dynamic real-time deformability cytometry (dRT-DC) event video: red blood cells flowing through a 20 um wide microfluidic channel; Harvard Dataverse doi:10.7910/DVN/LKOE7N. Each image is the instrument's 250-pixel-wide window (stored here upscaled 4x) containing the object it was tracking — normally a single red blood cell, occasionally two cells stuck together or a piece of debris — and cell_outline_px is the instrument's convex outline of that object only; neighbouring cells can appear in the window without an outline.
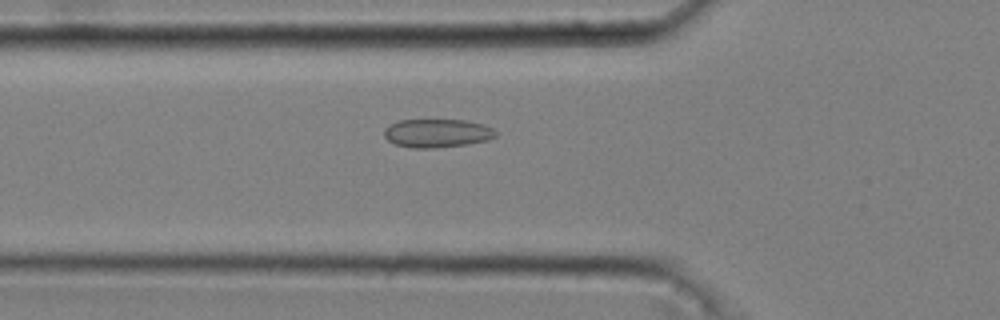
{"species": "common noctule bat (a hibernating species)", "species_latin": "Nyctalus noctula", "temperature_condition": "cold", "stored_images_in_passage": 48, "camera_frame_rate_fps": 3000, "um_per_image_px": 0.085, "animal": {"sex": "male", "body_mass_g": 20.4}, "frame": {"image": 1, "passage_image": 19, "time_ms": 6.0, "image_size_px": [1000, 320], "cell_outline_px": [[496, 136], [488, 140], [468, 144], [432, 148], [412, 148], [396, 144], [388, 140], [384, 136], [384, 128], [400, 120], [464, 120], [484, 124], [492, 128], [496, 132]], "centroid_in_image_um": [37.17, 11.32], "position_along_channel_um": 88.6, "area_um2": 18.44}}
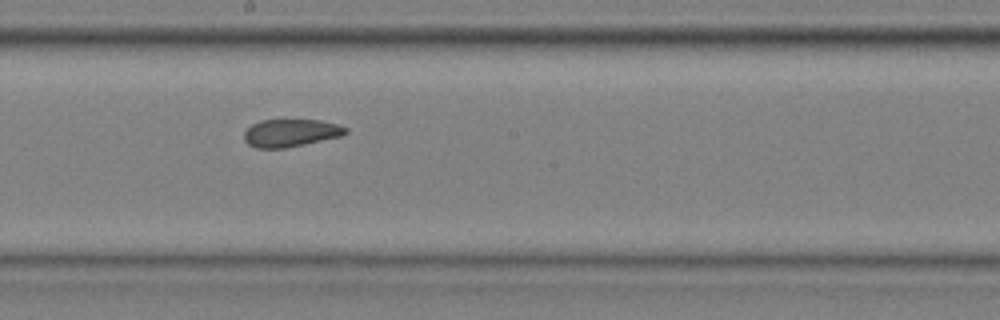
{"frame": {"image": 2, "passage_image": 30, "time_ms": 9.667, "image_size_px": [1000, 320], "cell_outline_px": [[348, 132], [340, 136], [304, 144], [284, 148], [256, 148], [248, 144], [244, 140], [244, 132], [252, 124], [260, 120], [320, 120], [336, 124], [348, 128]], "centroid_in_image_um": [24.68, 11.29], "position_along_channel_um": 223.5, "area_um2": 16.24}}
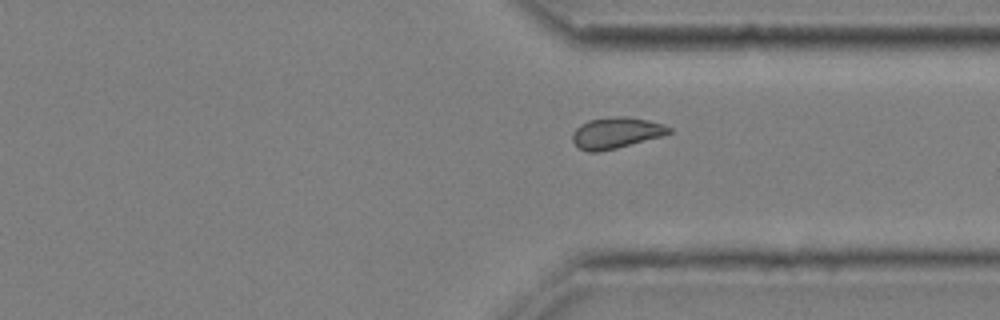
{"frame": {"image": 3, "passage_image": 41, "time_ms": 13.333, "image_size_px": [1000, 320], "cell_outline_px": [[672, 132], [664, 136], [600, 152], [588, 152], [580, 148], [572, 140], [572, 132], [580, 124], [588, 120], [612, 116], [628, 116], [648, 120], [664, 124], [672, 128]], "centroid_in_image_um": [52.39, 11.28], "position_along_channel_um": 359.0, "area_um2": 17.74}, "authors_computed_cell_mechanics": {"area_um2": 17.7735, "velocity_mm_per_s": 3.6731, "shape_relaxation_time_tau1_ms": null, "shape_relaxation_time_tau2_ms": 1.1178, "deformation_change_tau1": null, "deformation_change_tau2": 0.0631}}